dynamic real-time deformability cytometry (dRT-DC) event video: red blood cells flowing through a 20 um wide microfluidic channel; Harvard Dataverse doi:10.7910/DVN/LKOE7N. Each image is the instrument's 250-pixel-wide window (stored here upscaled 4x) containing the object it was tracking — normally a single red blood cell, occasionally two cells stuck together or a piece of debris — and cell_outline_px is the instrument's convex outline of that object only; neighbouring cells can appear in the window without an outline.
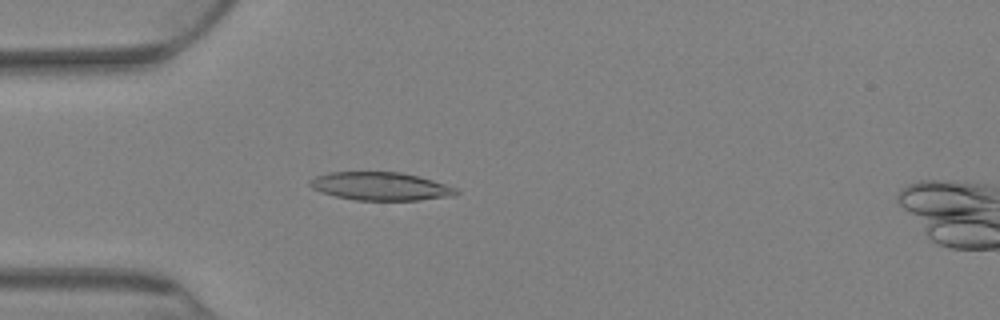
{"species": "Egyptian fruit bat (a non-hibernating species)", "species_latin": "Rousettus aegyptiacus", "temperature_condition": "warm", "stored_images_in_passage": 58, "camera_frame_rate_fps": 3000, "um_per_image_px": 0.085, "animal": {"sex": "female"}, "frame": {"image": 1, "passage_image": 4, "time_ms": 1.0, "image_size_px": [1000, 320], "cell_outline_px": [[460, 192], [456, 196], [420, 200], [356, 200], [336, 196], [320, 192], [312, 188], [308, 184], [308, 180], [316, 176], [328, 172], [400, 172], [432, 180], [456, 188]], "centroid_in_image_um": [32.33, 15.84], "position_along_channel_um": 52.7, "area_um2": 24.04}}
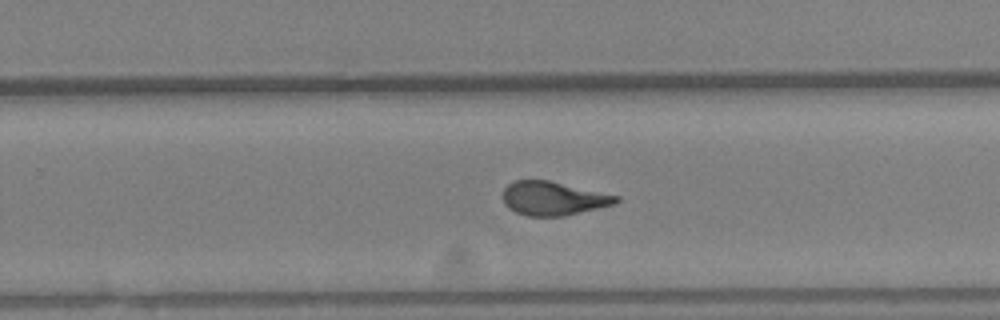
{"frame": {"image": 2, "passage_image": 31, "time_ms": 10.0, "image_size_px": [1000, 320], "cell_outline_px": [[620, 200], [616, 204], [564, 216], [528, 216], [516, 212], [508, 208], [504, 204], [504, 188], [508, 184], [516, 180], [548, 180], [620, 196]], "centroid_in_image_um": [47.04, 16.87], "position_along_channel_um": 282.8, "area_um2": 22.25}}
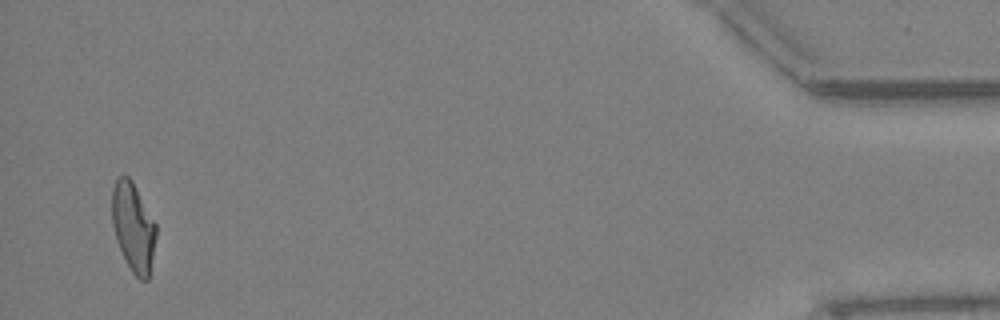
{"frame": {"image": 3, "passage_image": 56, "time_ms": 18.333, "image_size_px": [1000, 320], "cell_outline_px": [[156, 236], [148, 280], [140, 280], [132, 272], [120, 248], [112, 224], [112, 188], [116, 180], [120, 176], [128, 176], [132, 180], [156, 224]], "centroid_in_image_um": [11.33, 19.28], "position_along_channel_um": 423.9, "area_um2": 22.43}, "authors_computed_cell_mechanics": {"area_um2": 22.831, "velocity_mm_per_s": 2.678, "shape_relaxation_time_tau1_ms": null, "shape_relaxation_time_tau2_ms": 1.8453, "deformation_change_tau1": null, "deformation_change_tau2": 0.094}}